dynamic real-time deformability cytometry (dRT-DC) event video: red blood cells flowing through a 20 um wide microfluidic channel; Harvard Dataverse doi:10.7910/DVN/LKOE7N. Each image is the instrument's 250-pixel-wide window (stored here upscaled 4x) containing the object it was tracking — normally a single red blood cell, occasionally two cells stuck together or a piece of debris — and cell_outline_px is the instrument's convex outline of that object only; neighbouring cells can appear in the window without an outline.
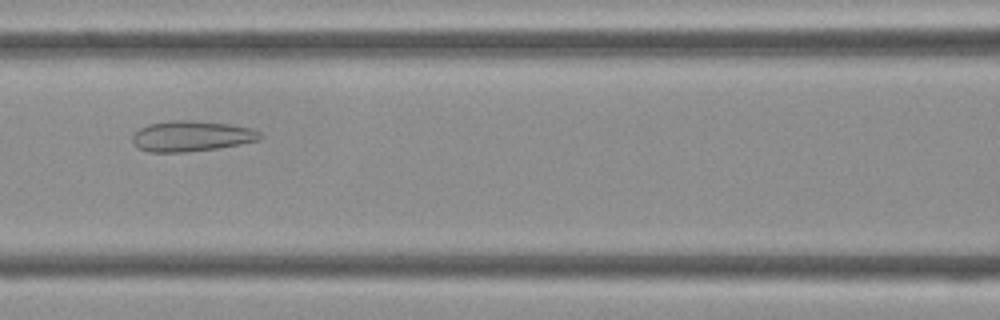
{"species": "Egyptian fruit bat (a non-hibernating species)", "species_latin": "Rousettus aegyptiacus", "temperature_condition": "cold", "stored_images_in_passage": 32, "camera_frame_rate_fps": 3000, "um_per_image_px": 0.085, "frame": {"image": 1, "passage_image": 7, "time_ms": 2.0, "image_size_px": [1000, 320], "cell_outline_px": [[264, 136], [260, 140], [240, 144], [216, 148], [184, 152], [148, 152], [132, 144], [132, 132], [148, 124], [172, 120], [188, 120], [228, 124], [252, 128], [260, 132]], "centroid_in_image_um": [16.25, 11.57], "position_along_channel_um": 150.3, "area_um2": 22.83}}
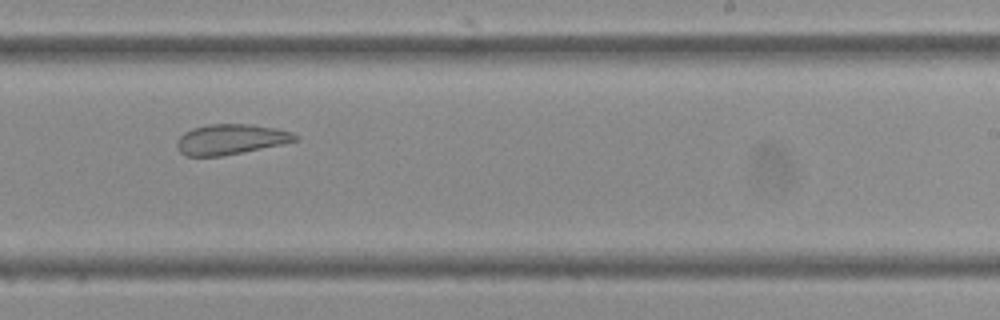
{"frame": {"image": 2, "passage_image": 15, "time_ms": 4.667, "image_size_px": [1000, 320], "cell_outline_px": [[300, 140], [220, 156], [184, 156], [180, 152], [176, 144], [180, 136], [184, 132], [192, 128], [212, 124], [252, 124], [276, 128], [292, 132], [300, 136]], "centroid_in_image_um": [19.62, 11.83], "position_along_channel_um": 269.4, "area_um2": 20.75}}
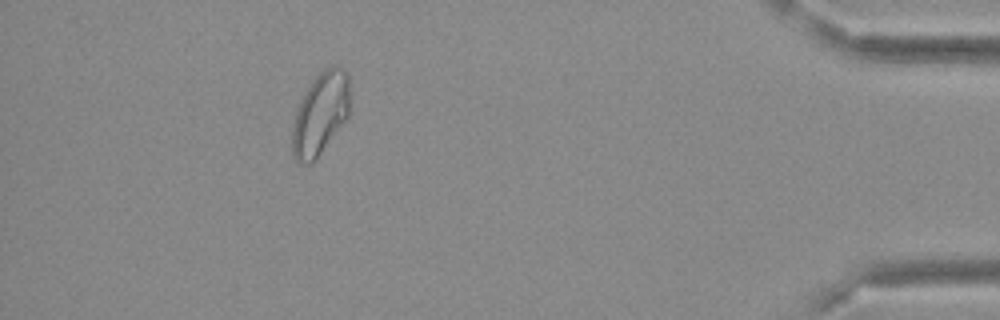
{"frame": {"image": 3, "passage_image": 28, "time_ms": 9.0, "image_size_px": [1000, 320], "cell_outline_px": [[348, 116], [316, 160], [312, 164], [300, 164], [292, 156], [292, 128], [296, 108], [304, 92], [312, 80], [324, 68], [332, 64], [336, 64], [344, 68], [348, 76]], "centroid_in_image_um": [27.2, 9.67], "position_along_channel_um": 408.0, "area_um2": 27.92}}